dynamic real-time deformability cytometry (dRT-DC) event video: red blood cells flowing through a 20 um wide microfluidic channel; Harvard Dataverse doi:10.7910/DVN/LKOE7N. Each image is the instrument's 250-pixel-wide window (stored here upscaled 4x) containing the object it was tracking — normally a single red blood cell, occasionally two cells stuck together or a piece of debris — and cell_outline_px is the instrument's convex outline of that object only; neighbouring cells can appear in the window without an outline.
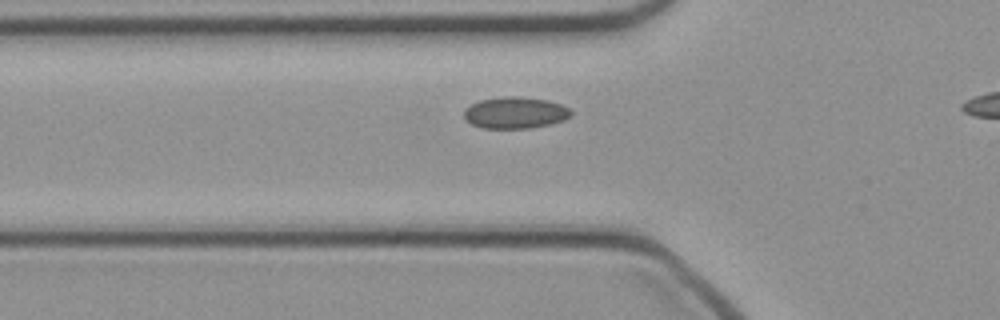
{"species": "common noctule bat (a hibernating species)", "species_latin": "Nyctalus noctula", "temperature_condition": "cold", "stored_images_in_passage": 25, "camera_frame_rate_fps": 3000, "um_per_image_px": 0.085, "animal": {"sex": "female", "body_mass_g": 21.9}, "frame": {"image": 1, "passage_image": 2, "time_ms": 0.333, "image_size_px": [1000, 320], "cell_outline_px": [[572, 116], [564, 120], [552, 124], [532, 128], [484, 128], [472, 124], [464, 116], [464, 108], [480, 100], [512, 96], [548, 100], [572, 108]], "centroid_in_image_um": [43.85, 9.59], "position_along_channel_um": 81.9, "area_um2": 19.65}}
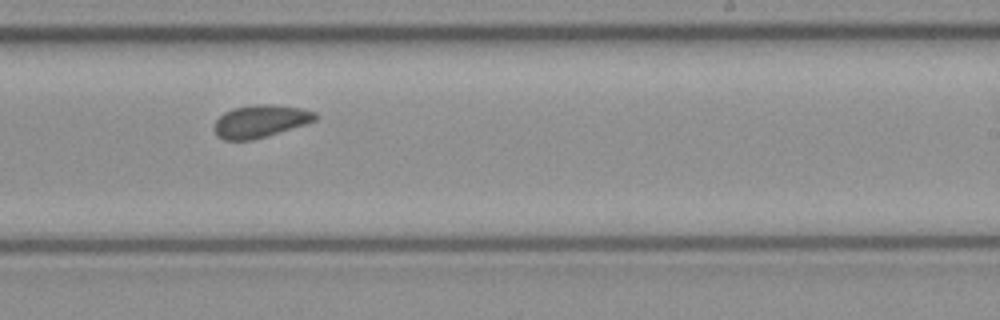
{"frame": {"image": 2, "passage_image": 15, "time_ms": 4.667, "image_size_px": [1000, 320], "cell_outline_px": [[320, 116], [316, 120], [292, 128], [252, 140], [224, 140], [216, 136], [212, 128], [216, 120], [224, 112], [232, 108], [252, 104], [272, 104], [304, 108], [316, 112]], "centroid_in_image_um": [22.12, 10.29], "position_along_channel_um": 266.9, "area_um2": 19.42}}
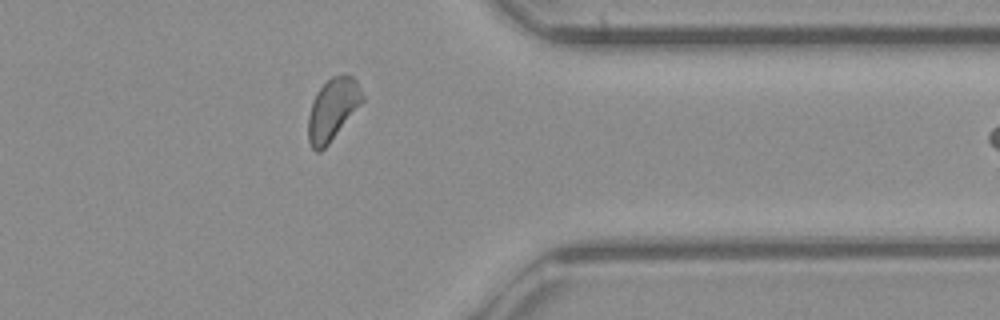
{"frame": {"image": 3, "passage_image": 24, "time_ms": 7.667, "image_size_px": [1000, 320], "cell_outline_px": [[364, 100], [328, 144], [320, 152], [316, 152], [312, 148], [308, 140], [308, 116], [316, 92], [332, 76], [352, 76], [356, 80], [364, 96]], "centroid_in_image_um": [28.26, 9.31], "position_along_channel_um": 383.1, "area_um2": 19.13}}